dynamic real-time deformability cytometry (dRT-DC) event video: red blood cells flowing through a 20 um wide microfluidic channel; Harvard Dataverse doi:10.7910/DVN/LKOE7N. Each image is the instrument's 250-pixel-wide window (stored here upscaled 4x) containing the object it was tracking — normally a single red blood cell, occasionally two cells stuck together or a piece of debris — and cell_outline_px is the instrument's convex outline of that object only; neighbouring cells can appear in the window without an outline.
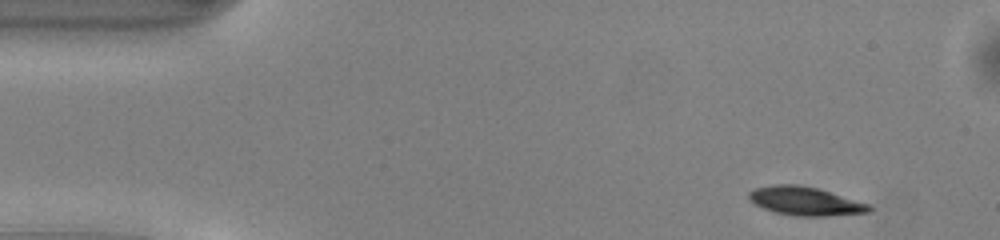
{"species": "common noctule bat (a hibernating species)", "species_latin": "Nyctalus noctula", "temperature_condition": "warm", "stored_images_in_passage": 45, "camera_frame_rate_fps": 3000, "um_per_image_px": 0.085, "animal": {"sex": "male", "body_mass_g": 13.0, "forearm_length_mm": 53.1}, "frame": {"image": 1, "passage_image": 1, "time_ms": 0.0, "image_size_px": [1000, 240], "cell_outline_px": [[872, 208], [868, 212], [828, 216], [796, 216], [776, 212], [764, 208], [748, 200], [748, 192], [756, 188], [772, 184], [796, 184], [816, 188], [868, 204]], "centroid_in_image_um": [68.38, 17.09], "position_along_channel_um": 16.6, "area_um2": 19.71}}
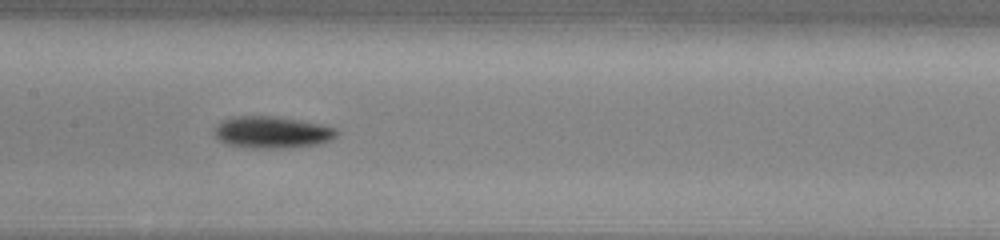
{"frame": {"image": 2, "passage_image": 20, "time_ms": 6.333, "image_size_px": [1000, 240], "cell_outline_px": [[340, 132], [332, 140], [320, 144], [284, 148], [252, 148], [228, 144], [220, 140], [212, 132], [212, 128], [220, 120], [232, 116], [276, 116], [324, 124], [336, 128]], "centroid_in_image_um": [23.13, 11.23], "position_along_channel_um": 184.3, "area_um2": 23.18}}
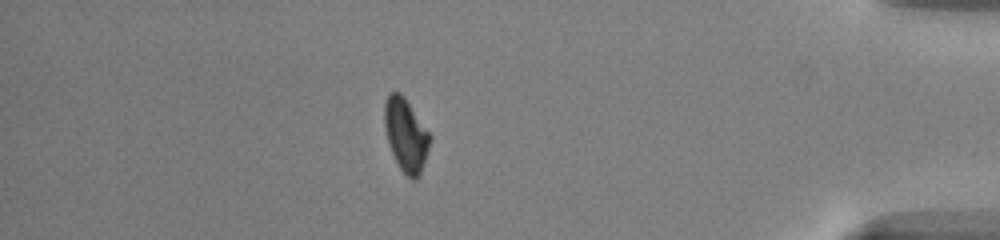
{"frame": {"image": 3, "passage_image": 39, "time_ms": 12.667, "image_size_px": [1000, 240], "cell_outline_px": [[432, 140], [420, 172], [416, 180], [412, 180], [400, 168], [392, 152], [388, 140], [384, 124], [384, 104], [388, 96], [392, 92], [400, 92], [404, 96], [432, 136]], "centroid_in_image_um": [34.51, 11.45], "position_along_channel_um": 400.7, "area_um2": 19.07}, "authors_computed_cell_mechanics": {"area_um2": 20.1144, "velocity_mm_per_s": 4.1424, "shape_relaxation_time_tau1_ms": 1.7116, "shape_relaxation_time_tau2_ms": null, "deformation_change_tau1": 0.1243, "deformation_change_tau2": null}}